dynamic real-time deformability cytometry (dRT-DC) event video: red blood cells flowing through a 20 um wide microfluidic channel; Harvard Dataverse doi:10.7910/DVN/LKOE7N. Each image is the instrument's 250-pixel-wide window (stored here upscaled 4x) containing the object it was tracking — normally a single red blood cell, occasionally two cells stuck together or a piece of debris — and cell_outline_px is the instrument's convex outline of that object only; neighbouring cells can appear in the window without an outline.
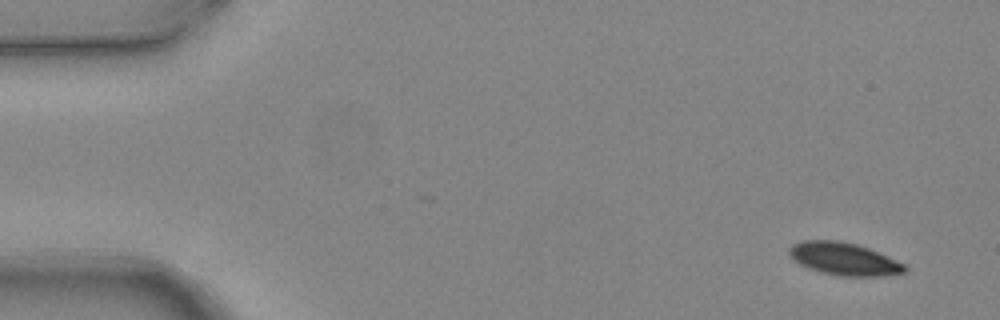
{"species": "common noctule bat (a hibernating species)", "species_latin": "Nyctalus noctula", "temperature_condition": "warm", "stored_images_in_passage": 4, "camera_frame_rate_fps": 3000, "um_per_image_px": 0.085, "animal": {"sex": "female", "body_mass_g": 24.6, "forearm_length_mm": 56.2}, "frame": {"image": 1, "passage_image": 1, "time_ms": 0.0, "image_size_px": [1000, 320], "cell_outline_px": [[908, 268], [904, 272], [884, 276], [836, 276], [820, 272], [808, 268], [800, 264], [788, 252], [788, 248], [792, 244], [804, 240], [836, 240], [856, 244], [868, 248], [896, 260], [904, 264]], "centroid_in_image_um": [71.73, 22.01], "position_along_channel_um": 13.3, "area_um2": 21.85}}
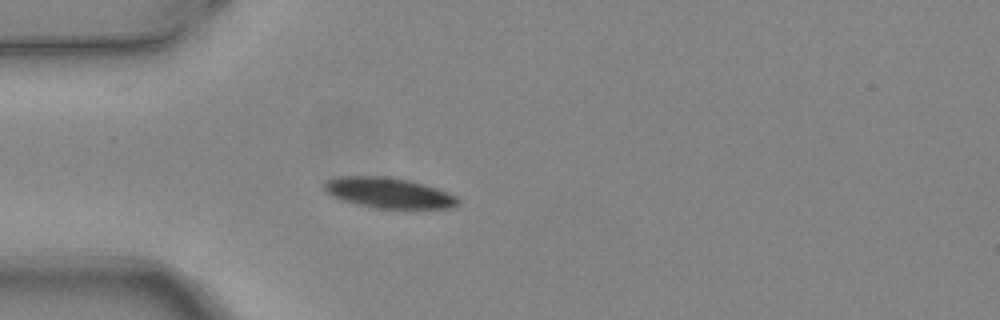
{"frame": {"image": 2, "passage_image": 4, "time_ms": 1.0, "image_size_px": [1000, 320], "cell_outline_px": [[460, 204], [452, 208], [376, 208], [356, 204], [340, 200], [324, 192], [324, 180], [336, 176], [392, 176], [424, 184], [448, 192], [456, 196], [460, 200]], "centroid_in_image_um": [33.0, 16.38], "position_along_channel_um": 52.0, "area_um2": 24.1}}